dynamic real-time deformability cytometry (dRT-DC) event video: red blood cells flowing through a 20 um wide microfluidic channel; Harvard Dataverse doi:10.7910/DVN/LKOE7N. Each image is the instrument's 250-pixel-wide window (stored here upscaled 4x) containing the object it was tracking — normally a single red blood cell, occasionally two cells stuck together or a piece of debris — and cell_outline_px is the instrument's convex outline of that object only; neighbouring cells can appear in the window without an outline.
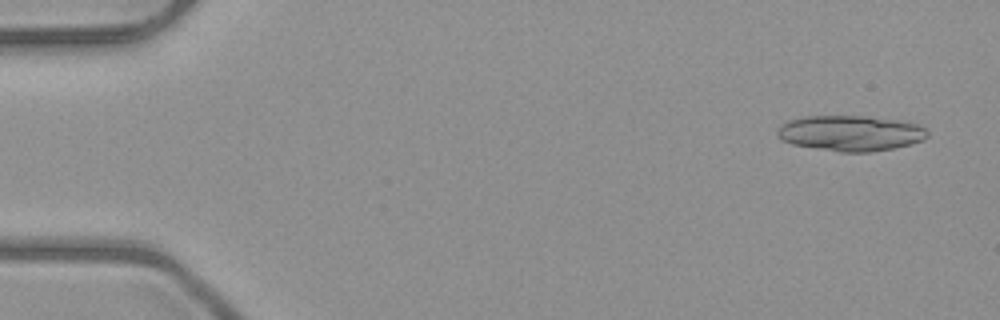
{"species": "common noctule bat (a hibernating species)", "species_latin": "Nyctalus noctula", "temperature_condition": "room temperature", "stored_images_in_passage": 18, "camera_frame_rate_fps": 3000, "um_per_image_px": 0.085, "animal": {"sex": "male", "body_mass_g": 23.1, "forearm_length_mm": 52.7}, "frame": {"image": 1, "passage_image": 3, "time_ms": 0.667, "image_size_px": [1000, 320], "cell_outline_px": [[928, 136], [924, 140], [912, 144], [872, 152], [840, 152], [792, 144], [776, 136], [776, 132], [780, 124], [788, 120], [804, 116], [864, 116], [900, 120], [920, 124], [928, 128]], "centroid_in_image_um": [72.33, 11.31], "position_along_channel_um": 12.7, "area_um2": 31.44}}